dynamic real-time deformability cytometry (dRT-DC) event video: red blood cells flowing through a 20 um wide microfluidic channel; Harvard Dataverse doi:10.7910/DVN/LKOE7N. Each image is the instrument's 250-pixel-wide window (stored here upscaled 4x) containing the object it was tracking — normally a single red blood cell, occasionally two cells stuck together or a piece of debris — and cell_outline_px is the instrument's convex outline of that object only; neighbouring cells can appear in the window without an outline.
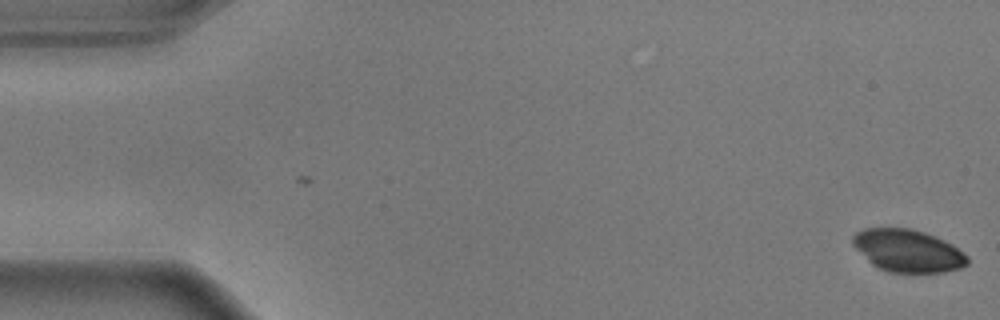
{"species": "common noctule bat (a hibernating species)", "species_latin": "Nyctalus noctula", "temperature_condition": "warm", "stored_images_in_passage": 5, "camera_frame_rate_fps": 3000, "um_per_image_px": 0.085, "animal": {"sex": "male", "body_mass_g": 17.9}, "frame": {"image": 1, "passage_image": 5, "time_ms": 1.333, "image_size_px": [1000, 320], "cell_outline_px": [[968, 264], [960, 268], [944, 272], [888, 272], [872, 264], [852, 244], [852, 236], [856, 232], [864, 228], [912, 228], [924, 232], [944, 240], [952, 244], [968, 256]], "centroid_in_image_um": [77.17, 21.3], "position_along_channel_um": 7.8, "area_um2": 28.26}}